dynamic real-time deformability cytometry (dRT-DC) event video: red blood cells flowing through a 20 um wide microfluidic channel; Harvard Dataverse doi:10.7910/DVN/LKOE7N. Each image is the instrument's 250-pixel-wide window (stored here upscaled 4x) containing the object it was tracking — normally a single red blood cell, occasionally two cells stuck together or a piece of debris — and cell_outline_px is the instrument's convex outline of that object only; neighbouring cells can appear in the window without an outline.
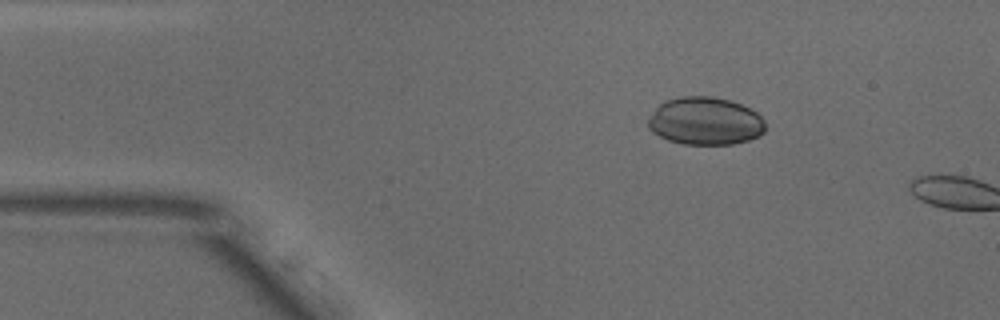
{"species": "common noctule bat (a hibernating species)", "species_latin": "Nyctalus noctula", "temperature_condition": "warm", "stored_images_in_passage": 3, "camera_frame_rate_fps": 3000, "um_per_image_px": 0.085, "animal": {"sex": "male", "body_mass_g": 18.8}, "frame": {"image": 1, "passage_image": 1, "time_ms": 0.0, "image_size_px": [1000, 320], "cell_outline_px": [[764, 132], [760, 136], [748, 140], [732, 144], [684, 144], [668, 140], [652, 132], [648, 128], [648, 120], [656, 108], [660, 104], [668, 100], [680, 96], [712, 96], [728, 100], [740, 104], [756, 112], [764, 120]], "centroid_in_image_um": [59.94, 10.3], "position_along_channel_um": 25.1, "area_um2": 32.48}}